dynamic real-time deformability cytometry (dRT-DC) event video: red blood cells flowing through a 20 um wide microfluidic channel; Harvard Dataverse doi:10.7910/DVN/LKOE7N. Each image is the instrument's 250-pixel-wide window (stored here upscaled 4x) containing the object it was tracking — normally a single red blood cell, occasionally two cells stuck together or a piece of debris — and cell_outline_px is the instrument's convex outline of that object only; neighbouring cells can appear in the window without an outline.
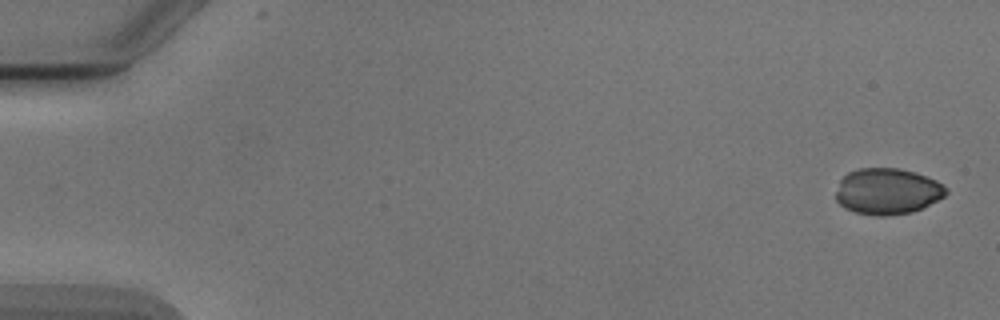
{"species": "Egyptian fruit bat (a non-hibernating species)", "species_latin": "Rousettus aegyptiacus", "temperature_condition": "cold", "stored_images_in_passage": 4, "camera_frame_rate_fps": 3000, "um_per_image_px": 0.085, "animal": {"sex": "male"}, "frame": {"image": 1, "passage_image": 1, "time_ms": 0.0, "image_size_px": [1000, 320], "cell_outline_px": [[948, 192], [944, 196], [912, 212], [884, 216], [876, 216], [856, 212], [844, 208], [836, 200], [836, 192], [840, 180], [848, 172], [856, 168], [900, 168], [916, 172], [936, 180], [944, 184], [948, 188]], "centroid_in_image_um": [75.42, 16.25], "position_along_channel_um": 9.6, "area_um2": 29.71}}
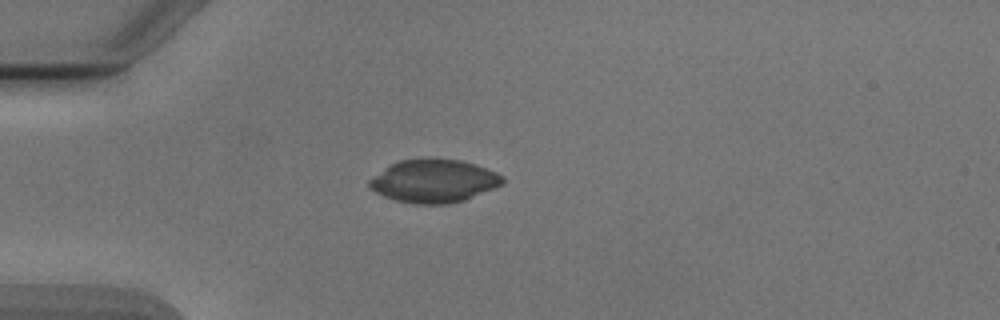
{"frame": {"image": 2, "passage_image": 4, "time_ms": 4.333, "image_size_px": [1000, 320], "cell_outline_px": [[504, 184], [464, 200], [448, 204], [416, 204], [396, 200], [384, 196], [368, 188], [368, 180], [388, 164], [400, 160], [428, 156], [436, 156], [460, 160], [476, 164], [496, 172], [504, 176]], "centroid_in_image_um": [36.86, 15.34], "position_along_channel_um": 48.1, "area_um2": 34.22}}